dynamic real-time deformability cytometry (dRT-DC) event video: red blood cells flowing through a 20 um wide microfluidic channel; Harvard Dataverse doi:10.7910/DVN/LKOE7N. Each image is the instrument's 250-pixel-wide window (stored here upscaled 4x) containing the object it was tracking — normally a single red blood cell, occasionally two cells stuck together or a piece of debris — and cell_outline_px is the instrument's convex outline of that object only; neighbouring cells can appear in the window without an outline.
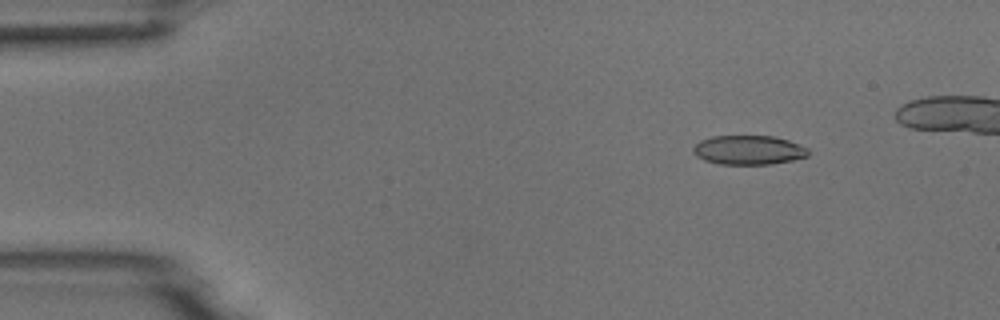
{"species": "common noctule bat (a hibernating species)", "species_latin": "Nyctalus noctula", "temperature_condition": "room temperature", "stored_images_in_passage": 5, "camera_frame_rate_fps": 3000, "um_per_image_px": 0.085, "animal": {"sex": "male", "body_mass_g": 18.8}, "frame": {"image": 1, "passage_image": 2, "time_ms": 2.0, "image_size_px": [1000, 320], "cell_outline_px": [[808, 156], [792, 160], [772, 164], [720, 164], [704, 160], [696, 156], [692, 152], [692, 148], [700, 140], [712, 136], [772, 136], [788, 140], [808, 148]], "centroid_in_image_um": [63.6, 12.75], "position_along_channel_um": 21.4, "area_um2": 19.59}}